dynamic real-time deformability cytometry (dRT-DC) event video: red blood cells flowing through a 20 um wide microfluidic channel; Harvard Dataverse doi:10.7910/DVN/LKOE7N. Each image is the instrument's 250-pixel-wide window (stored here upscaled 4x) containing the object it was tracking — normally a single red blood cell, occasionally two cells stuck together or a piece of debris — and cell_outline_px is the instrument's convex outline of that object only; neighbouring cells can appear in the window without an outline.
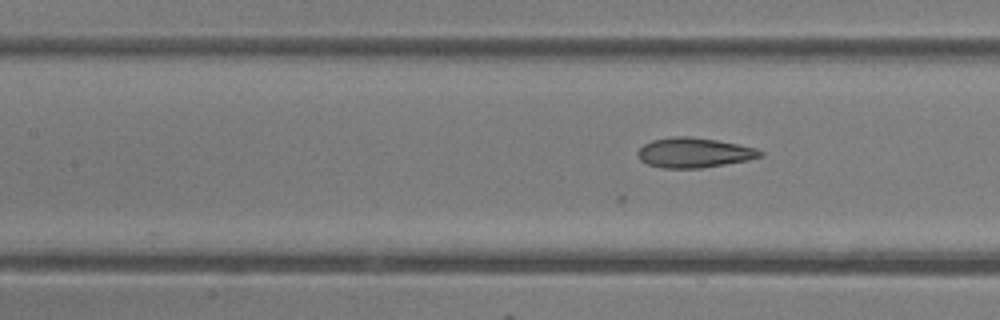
{"species": "common noctule bat (a hibernating species)", "species_latin": "Nyctalus noctula", "temperature_condition": "room temperature", "stored_images_in_passage": 14, "camera_frame_rate_fps": 3000, "um_per_image_px": 0.085, "animal": {"sex": "female"}, "frame": {"image": 1, "passage_image": 11, "time_ms": 3.333, "image_size_px": [1000, 320], "cell_outline_px": [[764, 156], [748, 160], [700, 168], [664, 168], [648, 164], [640, 160], [636, 152], [644, 144], [652, 140], [672, 136], [692, 136], [716, 140], [756, 148], [764, 152]], "centroid_in_image_um": [58.99, 12.97], "position_along_channel_um": 148.4, "area_um2": 21.33}}